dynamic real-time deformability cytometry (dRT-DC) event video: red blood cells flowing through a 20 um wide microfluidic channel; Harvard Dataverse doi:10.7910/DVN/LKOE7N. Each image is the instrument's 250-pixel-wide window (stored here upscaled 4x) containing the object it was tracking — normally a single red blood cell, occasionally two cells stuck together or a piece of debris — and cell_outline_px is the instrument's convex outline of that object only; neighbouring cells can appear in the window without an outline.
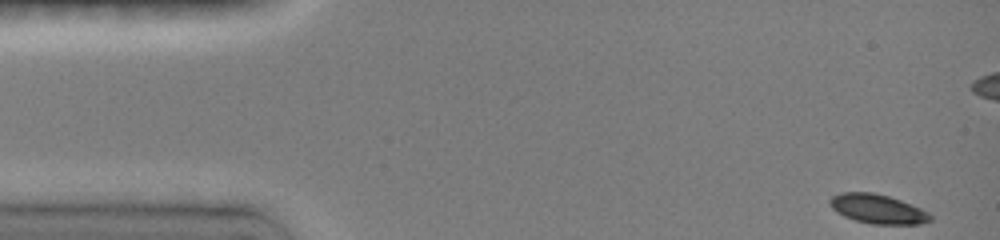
{"species": "common noctule bat (a hibernating species)", "species_latin": "Nyctalus noctula", "temperature_condition": "room temperature", "stored_images_in_passage": 46, "camera_frame_rate_fps": 3000, "um_per_image_px": 0.085, "animal": {"sex": "female", "body_mass_g": 19.0, "forearm_length_mm": 51.5}, "frame": {"image": 1, "passage_image": 1, "time_ms": 0.0, "image_size_px": [1000, 240], "cell_outline_px": [[932, 220], [920, 224], [872, 224], [856, 220], [844, 216], [836, 212], [832, 208], [828, 200], [832, 196], [840, 192], [872, 192], [888, 196], [900, 200], [920, 208], [928, 212], [932, 216]], "centroid_in_image_um": [74.59, 17.76], "position_along_channel_um": 10.4, "area_um2": 17.11}}
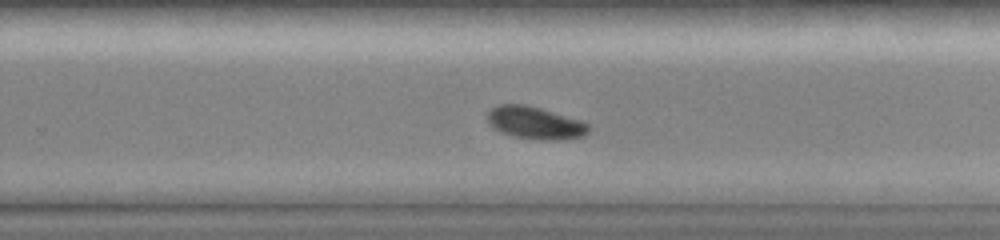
{"frame": {"image": 2, "passage_image": 30, "time_ms": 9.667, "image_size_px": [1000, 240], "cell_outline_px": [[588, 132], [584, 136], [564, 140], [540, 140], [516, 136], [500, 132], [492, 128], [488, 124], [488, 112], [492, 108], [500, 104], [524, 104], [540, 108], [580, 120], [588, 124]], "centroid_in_image_um": [45.47, 10.45], "position_along_channel_um": 284.3, "area_um2": 19.07}}
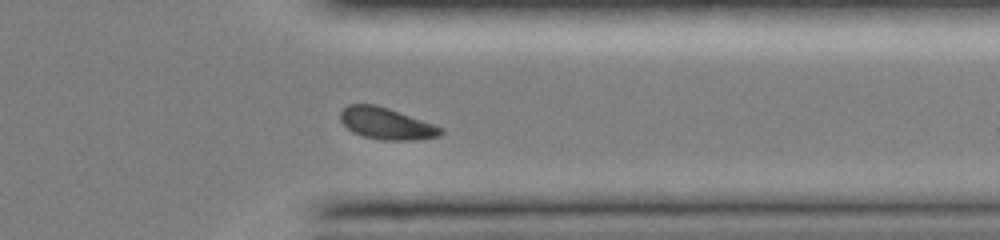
{"frame": {"image": 3, "passage_image": 37, "time_ms": 12.0, "image_size_px": [1000, 240], "cell_outline_px": [[444, 132], [440, 136], [416, 140], [380, 140], [364, 136], [352, 132], [340, 120], [340, 112], [348, 104], [376, 104], [436, 124], [444, 128]], "centroid_in_image_um": [32.88, 10.5], "position_along_channel_um": 378.5, "area_um2": 18.73}, "authors_computed_cell_mechanics": {"area_um2": 18.5538, "velocity_mm_per_s": 3.9795, "shape_relaxation_time_tau1_ms": 4.5404, "shape_relaxation_time_tau2_ms": null, "deformation_change_tau1": 0.1389, "deformation_change_tau2": null}}